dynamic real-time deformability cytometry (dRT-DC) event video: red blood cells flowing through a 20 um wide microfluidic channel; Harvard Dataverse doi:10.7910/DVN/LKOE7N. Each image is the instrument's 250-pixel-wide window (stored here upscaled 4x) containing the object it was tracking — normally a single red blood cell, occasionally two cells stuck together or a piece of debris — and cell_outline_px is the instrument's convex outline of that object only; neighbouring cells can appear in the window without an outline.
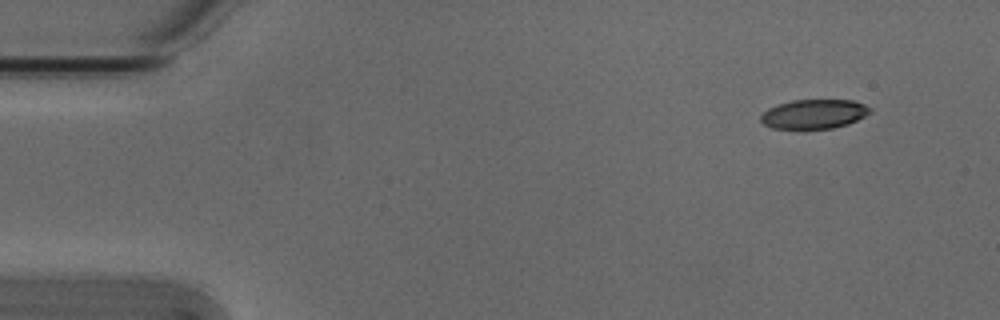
{"species": "Egyptian fruit bat (a non-hibernating species)", "species_latin": "Rousettus aegyptiacus", "temperature_condition": "cold", "stored_images_in_passage": 4, "camera_frame_rate_fps": 3000, "um_per_image_px": 0.085, "animal": {"sex": "male"}, "frame": {"image": 1, "passage_image": 1, "time_ms": 0.0, "image_size_px": [1000, 320], "cell_outline_px": [[872, 112], [848, 124], [832, 128], [772, 128], [764, 124], [760, 120], [760, 116], [768, 108], [792, 100], [852, 100], [864, 104], [872, 108]], "centroid_in_image_um": [69.21, 9.68], "position_along_channel_um": 15.8, "area_um2": 18.5}}
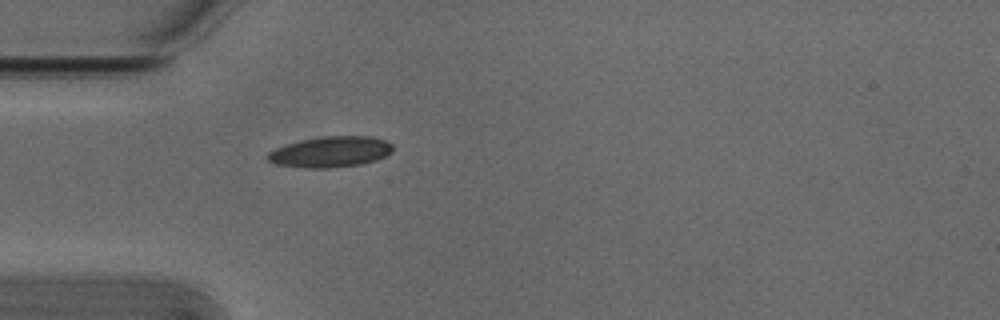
{"frame": {"image": 2, "passage_image": 4, "time_ms": 1.0, "image_size_px": [1000, 320], "cell_outline_px": [[392, 152], [376, 160], [360, 164], [328, 168], [308, 168], [276, 164], [268, 160], [264, 156], [268, 152], [276, 148], [300, 140], [324, 136], [372, 136], [384, 140], [392, 144]], "centroid_in_image_um": [28.08, 12.9], "position_along_channel_um": 56.9, "area_um2": 22.37}}